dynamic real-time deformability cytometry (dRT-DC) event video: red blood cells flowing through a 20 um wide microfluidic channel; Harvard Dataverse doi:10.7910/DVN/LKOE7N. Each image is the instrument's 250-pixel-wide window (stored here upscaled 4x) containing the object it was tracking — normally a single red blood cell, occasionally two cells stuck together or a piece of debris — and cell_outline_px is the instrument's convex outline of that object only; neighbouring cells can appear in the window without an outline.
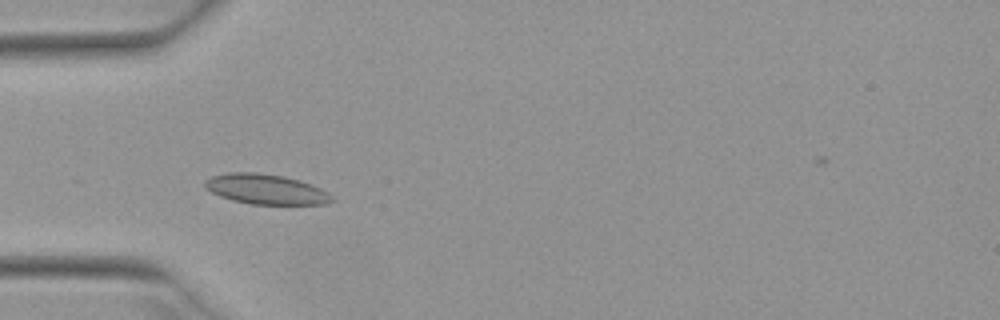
{"species": "Egyptian fruit bat (a non-hibernating species)", "species_latin": "Rousettus aegyptiacus", "temperature_condition": "warm", "stored_images_in_passage": 10, "camera_frame_rate_fps": 3000, "um_per_image_px": 0.085, "animal": {"sex": "female"}, "frame": {"image": 1, "passage_image": 4, "time_ms": 1.0, "image_size_px": [1000, 320], "cell_outline_px": [[336, 200], [328, 204], [252, 204], [232, 200], [220, 196], [204, 188], [204, 180], [212, 176], [228, 172], [256, 172], [284, 176], [300, 180], [320, 188], [328, 192]], "centroid_in_image_um": [22.6, 16.08], "position_along_channel_um": 62.4, "area_um2": 22.37}}
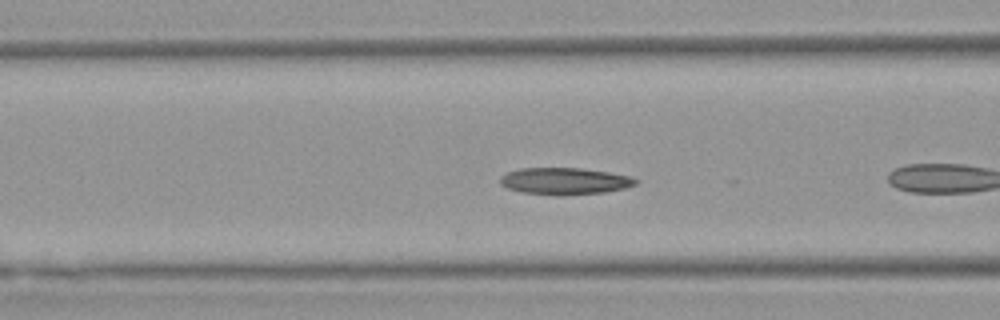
{"frame": {"image": 2, "passage_image": 6, "time_ms": 1.667, "image_size_px": [1000, 320], "cell_outline_px": [[640, 180], [636, 184], [624, 188], [604, 192], [560, 196], [520, 192], [508, 188], [500, 184], [500, 176], [508, 172], [520, 168], [580, 168], [608, 172], [632, 176]], "centroid_in_image_um": [48.0, 15.4], "position_along_channel_um": 118.6, "area_um2": 21.33}}
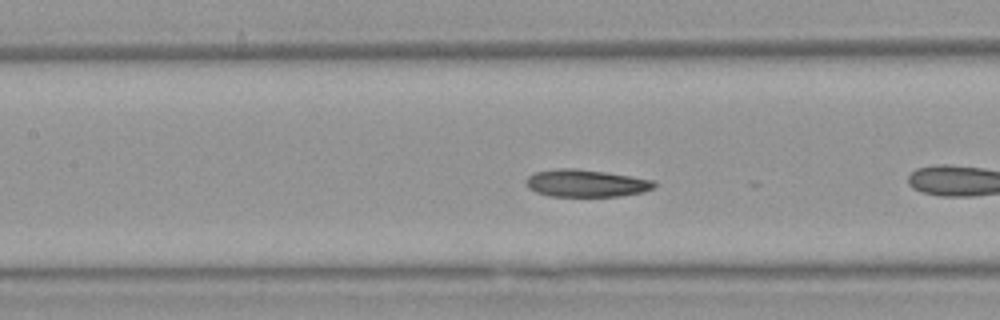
{"frame": {"image": 3, "passage_image": 9, "time_ms": 2.667, "image_size_px": [1000, 320], "cell_outline_px": [[656, 184], [652, 188], [644, 192], [620, 196], [548, 196], [536, 192], [528, 188], [528, 176], [536, 172], [556, 168], [576, 168], [604, 172], [652, 180]], "centroid_in_image_um": [49.79, 15.58], "position_along_channel_um": 157.6, "area_um2": 20.17}}